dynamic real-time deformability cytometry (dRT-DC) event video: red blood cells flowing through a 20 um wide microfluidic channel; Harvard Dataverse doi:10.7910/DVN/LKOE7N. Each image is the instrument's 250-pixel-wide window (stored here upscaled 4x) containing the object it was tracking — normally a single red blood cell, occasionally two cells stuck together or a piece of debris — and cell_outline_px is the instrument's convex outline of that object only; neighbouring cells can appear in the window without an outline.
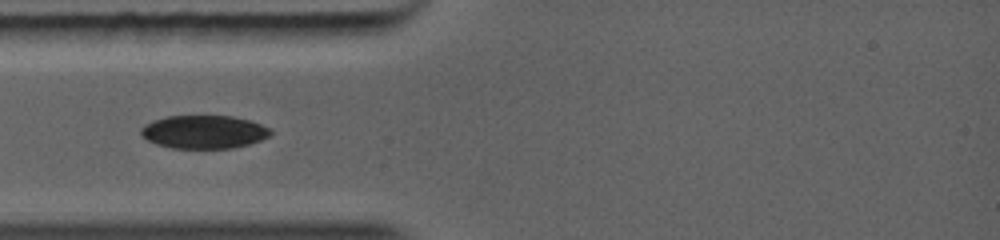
{"species": "common noctule bat (a hibernating species)", "species_latin": "Nyctalus noctula", "temperature_condition": "warm", "stored_images_in_passage": 2, "camera_frame_rate_fps": 5000, "um_per_image_px": 0.085, "animal": {"sex": "female", "body_mass_g": 19.0, "forearm_length_mm": 56.7}, "frame": {"image": 1, "passage_image": 1, "time_ms": 0.0, "image_size_px": [1000, 240], "cell_outline_px": [[272, 132], [268, 136], [260, 140], [248, 144], [232, 148], [172, 148], [156, 144], [140, 136], [140, 128], [144, 124], [168, 116], [232, 116], [248, 120], [260, 124], [268, 128]], "centroid_in_image_um": [17.29, 11.21], "position_along_channel_um": 67.7, "area_um2": 24.91}}
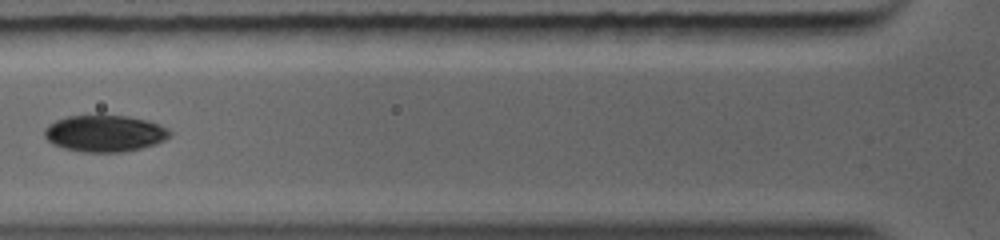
{"frame": {"image": 2, "passage_image": 2, "time_ms": 1.0, "image_size_px": [1000, 240], "cell_outline_px": [[172, 132], [164, 140], [156, 144], [140, 148], [120, 152], [80, 152], [64, 148], [52, 144], [44, 136], [44, 128], [48, 124], [56, 120], [68, 116], [128, 116], [148, 120], [168, 128]], "centroid_in_image_um": [8.88, 11.34], "position_along_channel_um": 116.9, "area_um2": 26.7}}